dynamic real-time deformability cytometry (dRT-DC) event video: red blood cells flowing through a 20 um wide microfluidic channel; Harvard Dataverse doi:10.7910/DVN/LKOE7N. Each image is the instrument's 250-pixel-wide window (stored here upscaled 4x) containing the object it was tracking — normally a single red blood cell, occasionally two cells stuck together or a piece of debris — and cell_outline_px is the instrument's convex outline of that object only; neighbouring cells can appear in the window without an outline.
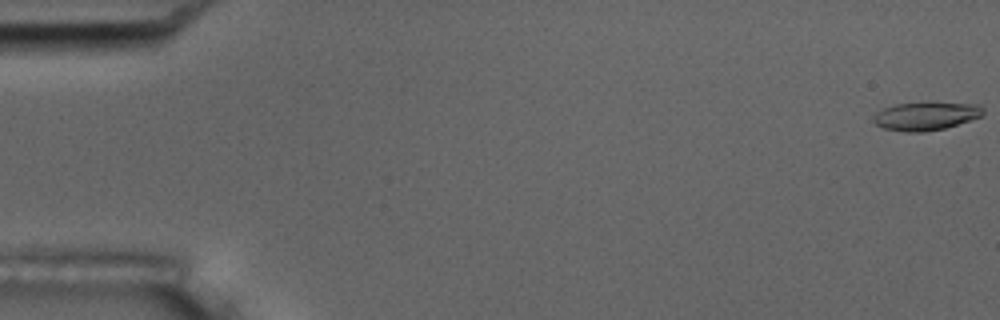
{"species": "common noctule bat (a hibernating species)", "species_latin": "Nyctalus noctula", "temperature_condition": "room temperature", "stored_images_in_passage": 55, "camera_frame_rate_fps": 3000, "um_per_image_px": 0.085, "animal": {"sex": "male", "body_mass_g": 17.5, "forearm_length_mm": 52.3}, "frame": {"image": 1, "passage_image": 1, "time_ms": 0.0, "image_size_px": [1000, 320], "cell_outline_px": [[984, 116], [944, 128], [924, 132], [904, 132], [884, 128], [876, 124], [872, 120], [872, 116], [876, 112], [884, 108], [896, 104], [980, 104], [984, 108]], "centroid_in_image_um": [78.69, 9.89], "position_along_channel_um": 6.3, "area_um2": 17.69}}
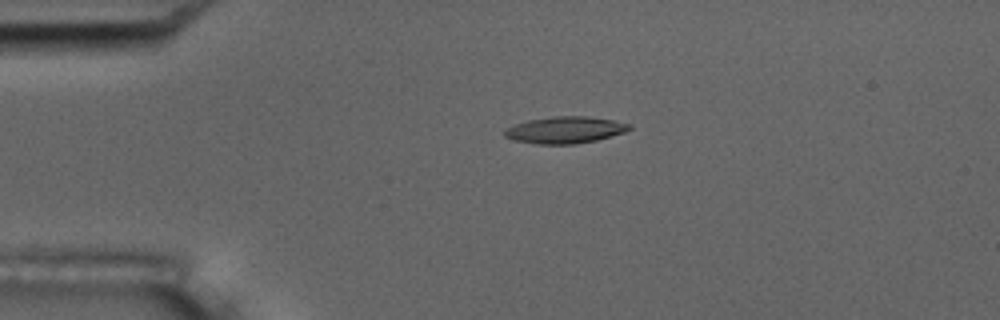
{"frame": {"image": 2, "passage_image": 13, "time_ms": 4.0, "image_size_px": [1000, 320], "cell_outline_px": [[632, 128], [624, 132], [596, 140], [576, 144], [536, 144], [516, 140], [504, 136], [504, 132], [508, 128], [516, 124], [528, 120], [552, 116], [584, 116], [612, 120], [632, 124]], "centroid_in_image_um": [48.05, 11.04], "position_along_channel_um": 36.9, "area_um2": 19.25}}
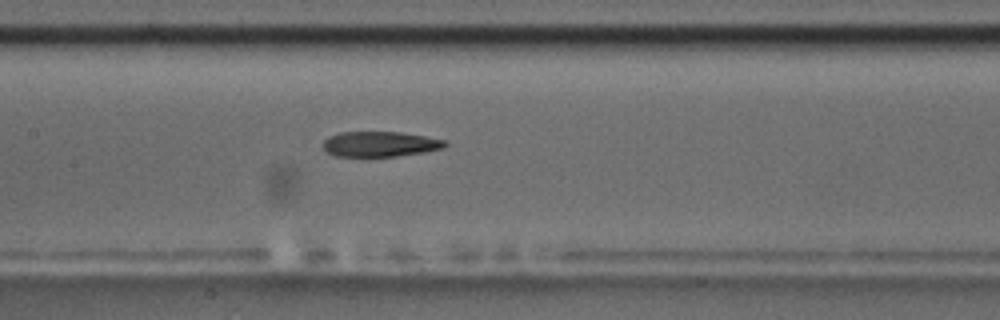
{"frame": {"image": 3, "passage_image": 27, "time_ms": 8.667, "image_size_px": [1000, 320], "cell_outline_px": [[448, 144], [444, 148], [424, 152], [396, 156], [336, 156], [324, 152], [324, 140], [328, 136], [340, 132], [400, 132], [424, 136], [444, 140]], "centroid_in_image_um": [32.28, 12.24], "position_along_channel_um": 175.1, "area_um2": 17.92}, "authors_computed_cell_mechanics": {"area_um2": 19.1318, "velocity_mm_per_s": 3.7055, "shape_relaxation_time_tau1_ms": 9.7422, "shape_relaxation_time_tau2_ms": 5.6139, "deformation_change_tau1": 0.2757, "deformation_change_tau2": 0.1695}}